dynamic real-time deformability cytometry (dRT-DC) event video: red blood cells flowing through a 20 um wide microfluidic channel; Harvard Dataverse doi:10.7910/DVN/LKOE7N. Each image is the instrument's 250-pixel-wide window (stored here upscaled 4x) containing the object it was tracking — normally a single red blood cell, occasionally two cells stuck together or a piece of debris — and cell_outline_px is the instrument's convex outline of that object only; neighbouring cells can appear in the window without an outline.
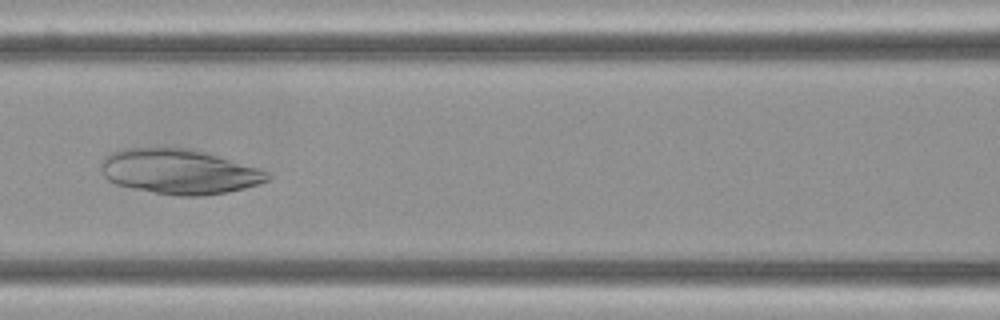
{"species": "Egyptian fruit bat (a non-hibernating species)", "species_latin": "Rousettus aegyptiacus", "temperature_condition": "cold", "stored_images_in_passage": 13, "camera_frame_rate_fps": 3000, "um_per_image_px": 0.085, "frame": {"image": 1, "passage_image": 6, "time_ms": 1.667, "image_size_px": [1000, 320], "cell_outline_px": [[272, 176], [268, 180], [244, 188], [204, 196], [176, 196], [152, 192], [132, 188], [116, 184], [108, 180], [104, 176], [104, 156], [108, 152], [124, 148], [160, 144], [192, 148], [256, 168], [268, 172]], "centroid_in_image_um": [15.16, 14.54], "position_along_channel_um": 151.4, "area_um2": 44.1}}
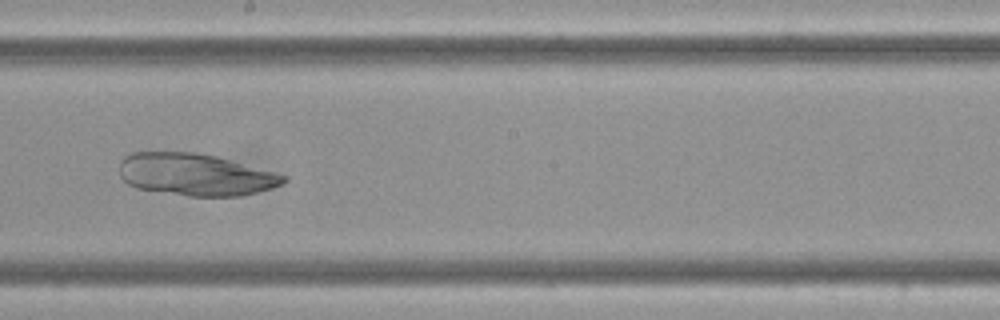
{"frame": {"image": 2, "passage_image": 8, "time_ms": 2.333, "image_size_px": [1000, 320], "cell_outline_px": [[288, 180], [272, 188], [240, 196], [188, 196], [136, 188], [128, 184], [120, 176], [120, 160], [124, 156], [132, 152], [196, 152], [216, 156], [288, 176]], "centroid_in_image_um": [16.58, 14.83], "position_along_channel_um": 231.6, "area_um2": 40.23}}